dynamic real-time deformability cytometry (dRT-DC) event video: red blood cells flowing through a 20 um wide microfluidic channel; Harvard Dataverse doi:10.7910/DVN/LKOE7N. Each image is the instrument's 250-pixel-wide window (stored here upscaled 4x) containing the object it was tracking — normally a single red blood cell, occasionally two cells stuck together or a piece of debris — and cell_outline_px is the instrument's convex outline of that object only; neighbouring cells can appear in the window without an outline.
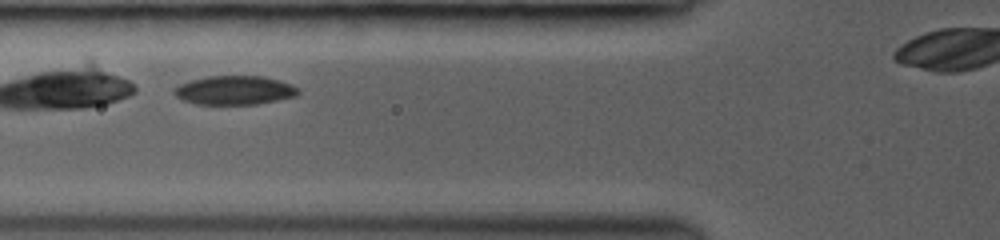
{"species": "common noctule bat (a hibernating species)", "species_latin": "Nyctalus noctula", "temperature_condition": "room temperature", "stored_images_in_passage": 8, "camera_frame_rate_fps": 3000, "um_per_image_px": 0.085, "animal": {"sex": "female", "body_mass_g": 19.0, "forearm_length_mm": 53.3}, "frame": {"image": 1, "passage_image": 5, "time_ms": 2.0, "image_size_px": [1000, 240], "cell_outline_px": [[300, 92], [296, 96], [256, 104], [196, 104], [184, 100], [176, 96], [172, 92], [172, 88], [176, 84], [208, 76], [264, 76], [280, 80], [292, 84]], "centroid_in_image_um": [19.9, 7.66], "position_along_channel_um": 105.9, "area_um2": 20.98}}
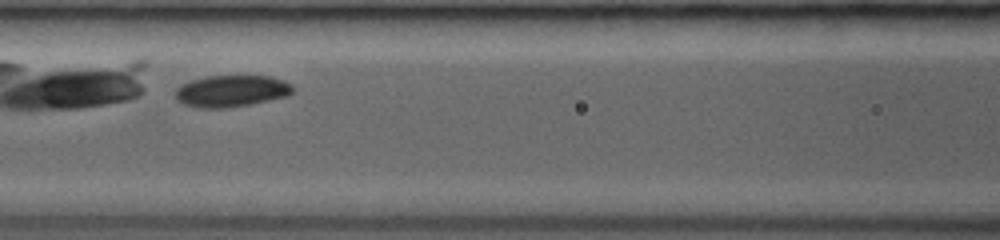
{"frame": {"image": 2, "passage_image": 7, "time_ms": 3.0, "image_size_px": [1000, 240], "cell_outline_px": [[292, 92], [288, 96], [252, 104], [228, 108], [196, 108], [184, 104], [176, 100], [176, 88], [180, 84], [192, 80], [208, 76], [268, 76], [284, 80], [292, 84]], "centroid_in_image_um": [19.66, 7.75], "position_along_channel_um": 146.9, "area_um2": 21.85}}